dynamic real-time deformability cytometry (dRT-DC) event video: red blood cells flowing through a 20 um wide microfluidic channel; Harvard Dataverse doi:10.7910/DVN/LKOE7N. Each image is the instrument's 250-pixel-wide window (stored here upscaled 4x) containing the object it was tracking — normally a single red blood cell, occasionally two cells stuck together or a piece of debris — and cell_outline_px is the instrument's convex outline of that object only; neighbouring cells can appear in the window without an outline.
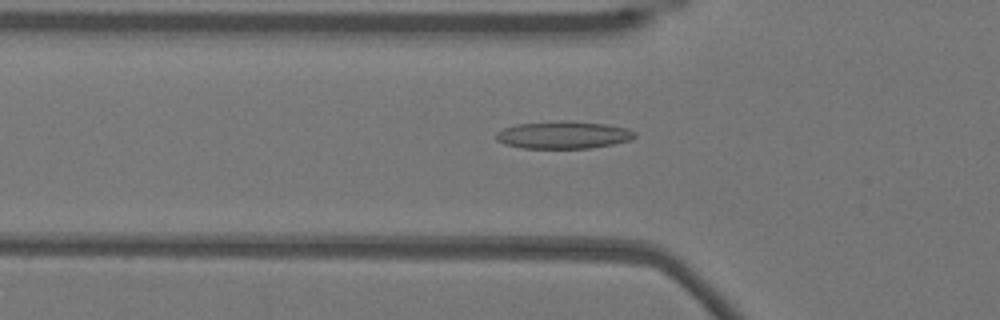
{"species": "Egyptian fruit bat (a non-hibernating species)", "species_latin": "Rousettus aegyptiacus", "temperature_condition": "warm", "stored_images_in_passage": 33, "camera_frame_rate_fps": 3000, "um_per_image_px": 0.085, "animal": {"sex": "female"}, "frame": {"image": 1, "passage_image": 9, "time_ms": 2.667, "image_size_px": [1000, 320], "cell_outline_px": [[636, 136], [632, 140], [612, 144], [588, 148], [520, 148], [504, 144], [496, 140], [496, 132], [504, 128], [516, 124], [556, 120], [568, 120], [608, 124], [628, 128], [636, 132]], "centroid_in_image_um": [47.89, 11.45], "position_along_channel_um": 77.9, "area_um2": 22.54}}
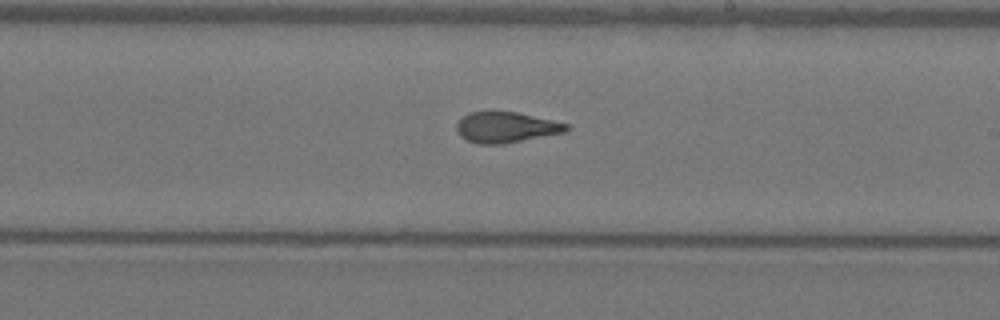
{"frame": {"image": 2, "passage_image": 22, "time_ms": 7.0, "image_size_px": [1000, 320], "cell_outline_px": [[572, 128], [568, 132], [504, 144], [480, 144], [468, 140], [460, 136], [456, 132], [456, 124], [468, 112], [516, 112], [552, 120], [568, 124]], "centroid_in_image_um": [43.05, 10.83], "position_along_channel_um": 245.9, "area_um2": 19.71}}
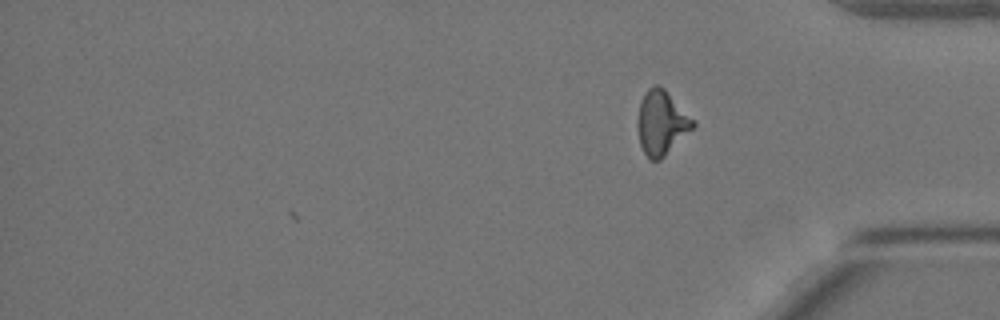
{"frame": {"image": 3, "passage_image": 33, "time_ms": 10.667, "image_size_px": [1000, 320], "cell_outline_px": [[696, 124], [660, 160], [652, 160], [644, 152], [640, 144], [636, 124], [640, 100], [644, 92], [652, 84], [656, 84], [664, 88], [696, 120]], "centroid_in_image_um": [56.21, 10.38], "position_along_channel_um": 379.0, "area_um2": 20.81}, "authors_computed_cell_mechanics": {"area_um2": 20.1722, "velocity_mm_per_s": 3.8498, "shape_relaxation_time_tau1_ms": 8.5425, "shape_relaxation_time_tau2_ms": 1.3565, "deformation_change_tau1": 0.2411, "deformation_change_tau2": 0.0922}}